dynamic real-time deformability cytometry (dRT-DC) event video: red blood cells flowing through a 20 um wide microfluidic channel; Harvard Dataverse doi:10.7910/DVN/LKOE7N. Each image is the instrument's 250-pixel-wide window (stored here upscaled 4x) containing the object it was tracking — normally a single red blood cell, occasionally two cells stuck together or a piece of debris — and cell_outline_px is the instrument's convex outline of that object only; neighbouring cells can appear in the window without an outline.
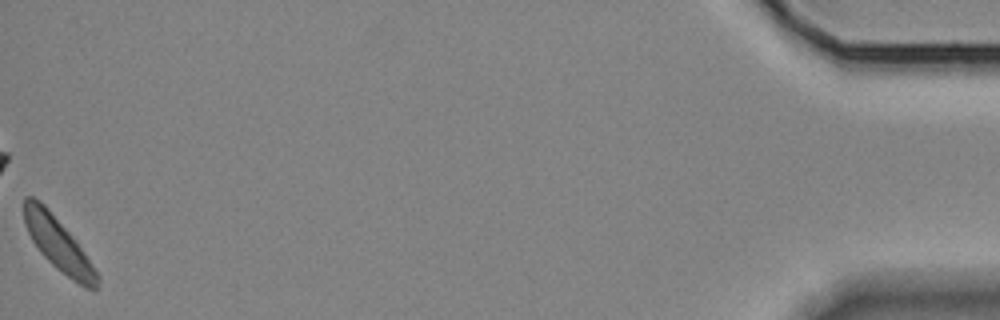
{"species": "Egyptian fruit bat (a non-hibernating species)", "species_latin": "Rousettus aegyptiacus", "temperature_condition": "room temperature", "stored_images_in_passage": 35, "camera_frame_rate_fps": 3000, "um_per_image_px": 0.085, "animal": {"sex": "female"}, "frame": {"image": 1, "passage_image": 35, "time_ms": 11.333, "image_size_px": [1000, 320], "cell_outline_px": [[100, 280], [96, 288], [88, 288], [72, 280], [56, 268], [40, 252], [32, 240], [24, 224], [24, 196], [32, 196], [40, 200], [48, 208], [68, 232], [84, 252], [100, 276]], "centroid_in_image_um": [4.93, 20.73], "position_along_channel_um": 430.3, "area_um2": 22.2}}